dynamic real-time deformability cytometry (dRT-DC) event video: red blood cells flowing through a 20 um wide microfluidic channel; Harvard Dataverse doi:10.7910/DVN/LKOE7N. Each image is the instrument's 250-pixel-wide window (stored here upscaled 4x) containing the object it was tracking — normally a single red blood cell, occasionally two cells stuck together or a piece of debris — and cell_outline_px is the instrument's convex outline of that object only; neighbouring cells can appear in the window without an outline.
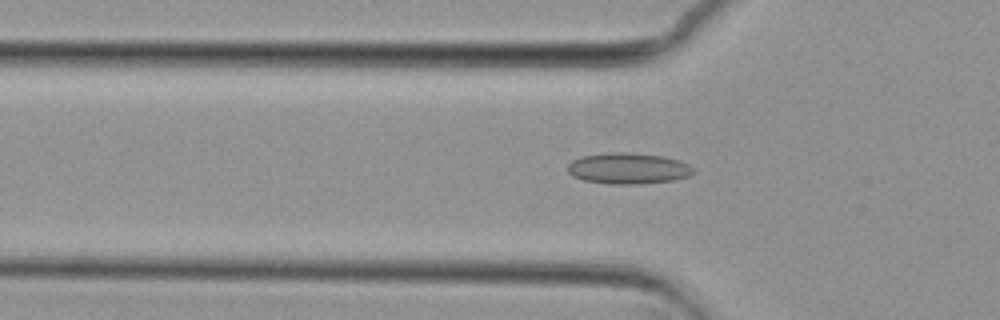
{"species": "common noctule bat (a hibernating species)", "species_latin": "Nyctalus noctula", "temperature_condition": "cold", "stored_images_in_passage": 55, "camera_frame_rate_fps": 3000, "um_per_image_px": 0.085, "animal": {"sex": "female", "body_mass_g": 29.2, "forearm_length_mm": 56.3}, "frame": {"image": 1, "passage_image": 18, "time_ms": 5.667, "image_size_px": [1000, 320], "cell_outline_px": [[696, 172], [688, 176], [676, 180], [636, 184], [612, 184], [584, 180], [572, 176], [568, 172], [568, 164], [572, 160], [580, 156], [608, 152], [628, 152], [664, 156], [680, 160], [696, 168]], "centroid_in_image_um": [53.43, 14.3], "position_along_channel_um": 72.4, "area_um2": 23.06}}
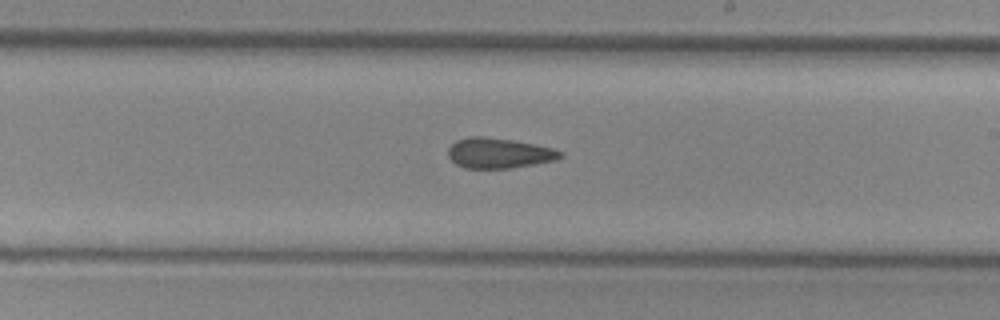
{"frame": {"image": 2, "passage_image": 32, "time_ms": 10.333, "image_size_px": [1000, 320], "cell_outline_px": [[564, 156], [556, 160], [508, 168], [464, 168], [456, 164], [448, 156], [448, 148], [456, 140], [468, 136], [484, 136], [512, 140], [552, 148], [564, 152]], "centroid_in_image_um": [42.39, 13.01], "position_along_channel_um": 246.6, "area_um2": 19.71}}
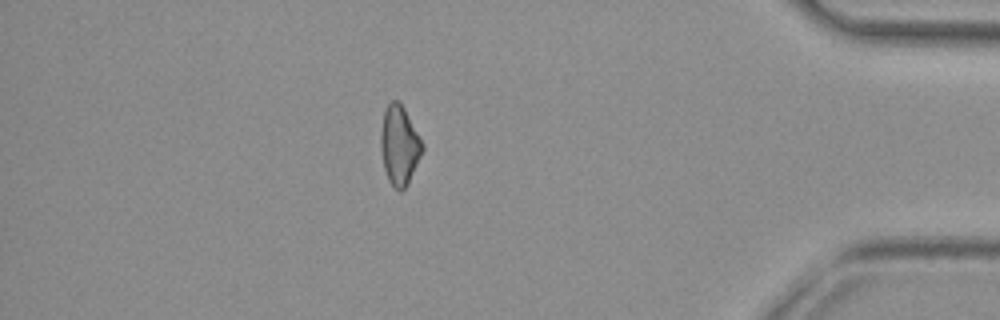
{"frame": {"image": 3, "passage_image": 48, "time_ms": 15.667, "image_size_px": [1000, 320], "cell_outline_px": [[424, 148], [408, 184], [400, 192], [388, 180], [384, 168], [380, 148], [380, 132], [384, 108], [392, 100], [400, 100], [420, 136], [424, 144]], "centroid_in_image_um": [33.94, 12.31], "position_along_channel_um": 401.3, "area_um2": 19.42}, "authors_computed_cell_mechanics": {"area_um2": 20.0566, "velocity_mm_per_s": 3.7181, "shape_relaxation_time_tau1_ms": null, "shape_relaxation_time_tau2_ms": 5.8479, "deformation_change_tau1": null, "deformation_change_tau2": 0.152}}